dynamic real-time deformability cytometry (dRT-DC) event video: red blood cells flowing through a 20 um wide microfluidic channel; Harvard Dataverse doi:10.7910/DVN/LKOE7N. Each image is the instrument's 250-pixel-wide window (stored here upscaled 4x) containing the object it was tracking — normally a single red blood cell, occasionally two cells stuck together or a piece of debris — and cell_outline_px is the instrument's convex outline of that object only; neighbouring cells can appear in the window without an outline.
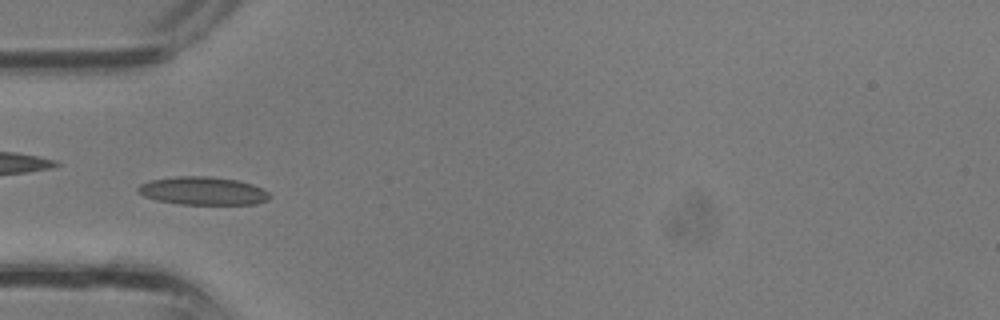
{"species": "common noctule bat (a hibernating species)", "species_latin": "Nyctalus noctula", "temperature_condition": "room temperature", "stored_images_in_passage": 34, "camera_frame_rate_fps": 3000, "um_per_image_px": 0.085, "animal": {"sex": "male", "body_mass_g": 13.3}, "frame": {"image": 1, "passage_image": 10, "time_ms": 3.0, "image_size_px": [1000, 320], "cell_outline_px": [[272, 196], [268, 200], [256, 204], [180, 204], [156, 200], [144, 196], [136, 192], [136, 188], [140, 184], [152, 180], [176, 176], [208, 176], [236, 180], [252, 184], [268, 192]], "centroid_in_image_um": [17.23, 16.23], "position_along_channel_um": 67.8, "area_um2": 21.56}}
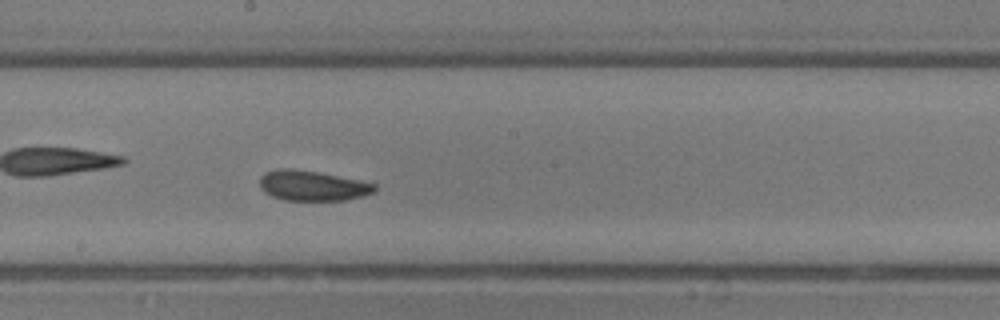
{"frame": {"image": 2, "passage_image": 18, "time_ms": 5.667, "image_size_px": [1000, 320], "cell_outline_px": [[376, 188], [372, 192], [364, 196], [344, 200], [284, 200], [272, 196], [264, 192], [260, 188], [260, 176], [264, 172], [280, 168], [288, 168], [316, 172], [360, 180], [376, 184]], "centroid_in_image_um": [26.52, 15.78], "position_along_channel_um": 221.7, "area_um2": 20.11}}
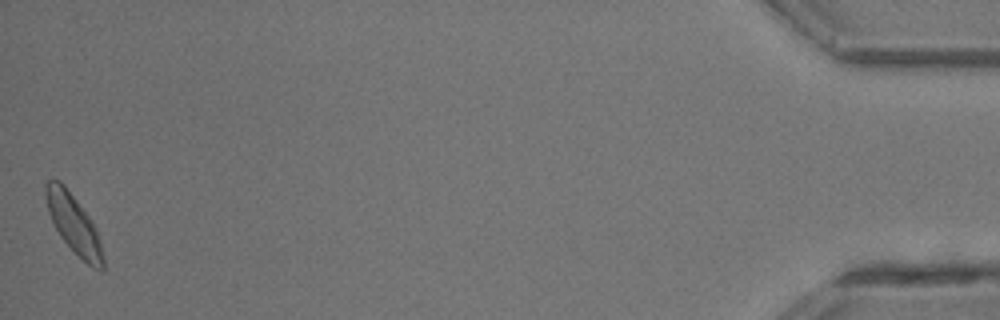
{"frame": {"image": 3, "passage_image": 34, "time_ms": 11.0, "image_size_px": [1000, 320], "cell_outline_px": [[104, 272], [100, 272], [92, 268], [60, 236], [48, 212], [44, 192], [44, 184], [48, 180], [60, 180], [64, 184], [88, 216], [100, 240], [104, 260]], "centroid_in_image_um": [6.26, 19.04], "position_along_channel_um": 428.9, "area_um2": 19.19}}